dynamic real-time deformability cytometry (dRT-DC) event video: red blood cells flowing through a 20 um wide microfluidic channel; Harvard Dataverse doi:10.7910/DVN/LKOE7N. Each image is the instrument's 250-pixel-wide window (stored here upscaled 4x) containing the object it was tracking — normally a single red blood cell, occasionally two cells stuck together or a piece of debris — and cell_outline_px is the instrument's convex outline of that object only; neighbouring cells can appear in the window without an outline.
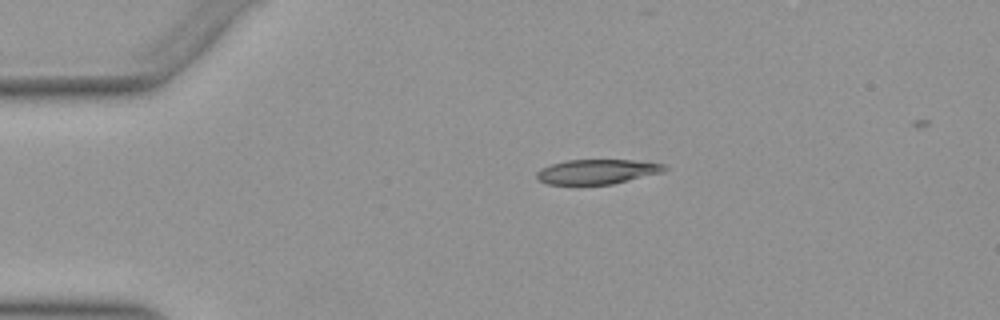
{"species": "Egyptian fruit bat (a non-hibernating species)", "species_latin": "Rousettus aegyptiacus", "temperature_condition": "warm", "stored_images_in_passage": 42, "camera_frame_rate_fps": 3000, "um_per_image_px": 0.085, "animal": {"sex": "female"}, "frame": {"image": 1, "passage_image": 1, "time_ms": 0.0, "image_size_px": [1000, 320], "cell_outline_px": [[668, 168], [664, 172], [612, 184], [548, 184], [540, 180], [536, 176], [536, 172], [552, 164], [568, 160], [632, 160], [664, 164]], "centroid_in_image_um": [50.8, 14.59], "position_along_channel_um": 34.2, "area_um2": 18.15}}
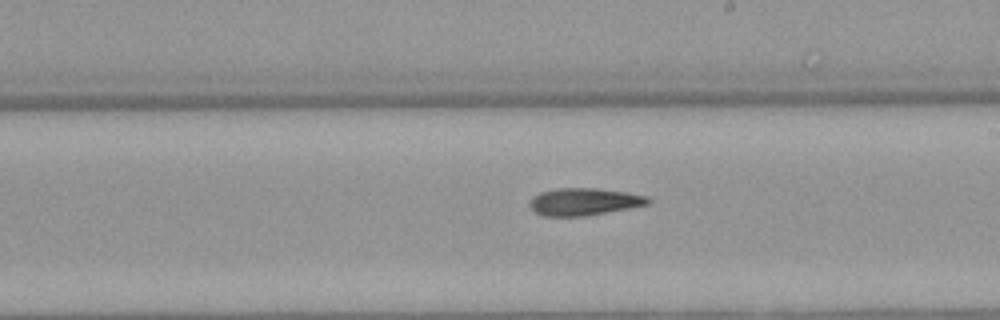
{"frame": {"image": 2, "passage_image": 20, "time_ms": 6.333, "image_size_px": [1000, 320], "cell_outline_px": [[652, 200], [648, 204], [628, 208], [584, 216], [544, 216], [536, 212], [528, 204], [532, 196], [540, 192], [556, 188], [596, 188], [624, 192], [648, 196]], "centroid_in_image_um": [49.62, 17.14], "position_along_channel_um": 239.4, "area_um2": 18.73}}
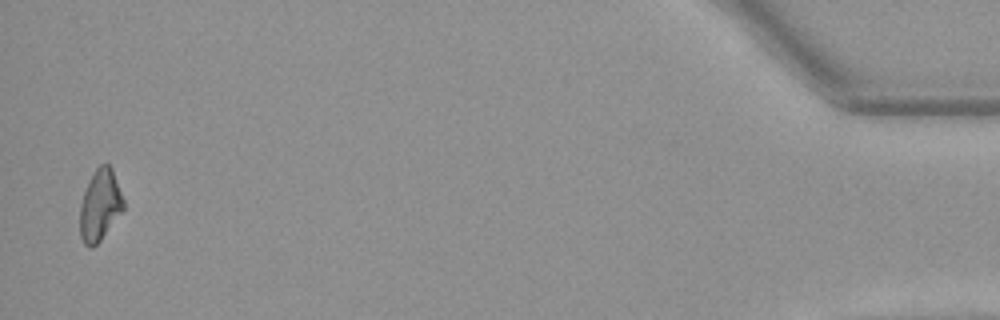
{"frame": {"image": 3, "passage_image": 41, "time_ms": 13.333, "image_size_px": [1000, 320], "cell_outline_px": [[124, 208], [100, 240], [92, 248], [88, 248], [84, 244], [80, 236], [80, 204], [88, 180], [96, 168], [100, 164], [108, 164], [112, 168], [124, 200]], "centroid_in_image_um": [8.48, 17.43], "position_along_channel_um": 426.7, "area_um2": 17.98}}